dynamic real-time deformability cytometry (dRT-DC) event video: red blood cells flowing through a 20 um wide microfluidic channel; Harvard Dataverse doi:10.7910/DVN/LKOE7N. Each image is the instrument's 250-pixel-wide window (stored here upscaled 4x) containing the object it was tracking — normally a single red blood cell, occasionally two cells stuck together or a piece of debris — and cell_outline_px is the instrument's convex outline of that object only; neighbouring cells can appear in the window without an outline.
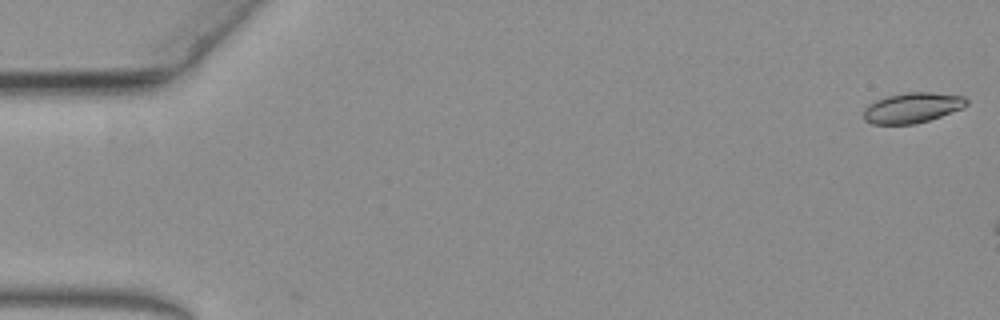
{"species": "common noctule bat (a hibernating species)", "species_latin": "Nyctalus noctula", "temperature_condition": "warm", "stored_images_in_passage": 8, "camera_frame_rate_fps": 3000, "um_per_image_px": 0.085, "animal": {"sex": "female", "body_mass_g": 19.3, "forearm_length_mm": 54.1}, "frame": {"image": 1, "passage_image": 1, "time_ms": 0.0, "image_size_px": [1000, 320], "cell_outline_px": [[968, 104], [964, 108], [916, 124], [872, 124], [864, 120], [864, 108], [868, 104], [876, 100], [888, 96], [908, 92], [932, 92], [964, 96], [968, 100]], "centroid_in_image_um": [77.56, 9.16], "position_along_channel_um": 7.4, "area_um2": 18.21}}